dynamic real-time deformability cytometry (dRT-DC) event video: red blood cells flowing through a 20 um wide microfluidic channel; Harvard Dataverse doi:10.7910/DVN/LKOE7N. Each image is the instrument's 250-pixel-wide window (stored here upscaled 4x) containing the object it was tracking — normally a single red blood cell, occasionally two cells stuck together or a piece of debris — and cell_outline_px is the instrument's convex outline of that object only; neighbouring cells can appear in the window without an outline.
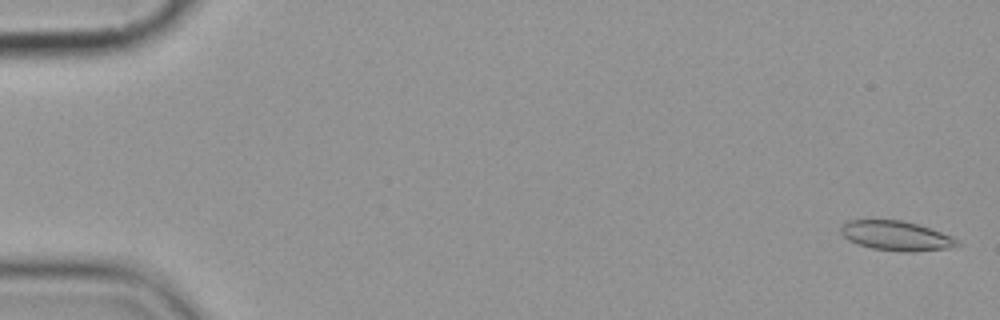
{"species": "common noctule bat (a hibernating species)", "species_latin": "Nyctalus noctula", "temperature_condition": "cold", "stored_images_in_passage": 4, "camera_frame_rate_fps": 3000, "um_per_image_px": 0.085, "animal": {"sex": "female", "body_mass_g": 19.9}, "frame": {"image": 1, "passage_image": 1, "time_ms": 0.0, "image_size_px": [1000, 320], "cell_outline_px": [[960, 244], [952, 248], [912, 252], [904, 252], [872, 248], [848, 240], [840, 232], [840, 228], [848, 220], [904, 220], [952, 236], [960, 240]], "centroid_in_image_um": [76.21, 20.05], "position_along_channel_um": 8.8, "area_um2": 20.0}}